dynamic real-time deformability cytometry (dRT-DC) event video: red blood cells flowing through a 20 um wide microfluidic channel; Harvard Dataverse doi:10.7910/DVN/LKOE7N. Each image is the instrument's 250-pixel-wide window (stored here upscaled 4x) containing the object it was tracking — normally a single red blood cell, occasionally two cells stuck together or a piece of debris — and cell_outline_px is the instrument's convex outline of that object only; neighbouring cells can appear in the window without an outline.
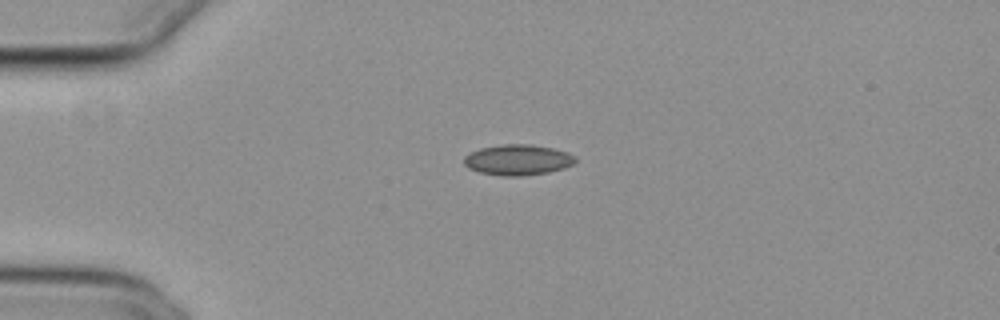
{"species": "common noctule bat (a hibernating species)", "species_latin": "Nyctalus noctula", "temperature_condition": "cold", "stored_images_in_passage": 37, "camera_frame_rate_fps": 3000, "um_per_image_px": 0.085, "animal": {"sex": "female", "body_mass_g": 29.2, "forearm_length_mm": 56.3}, "frame": {"image": 1, "passage_image": 1, "time_ms": 0.0, "image_size_px": [1000, 320], "cell_outline_px": [[576, 160], [572, 164], [564, 168], [548, 172], [520, 176], [500, 176], [480, 172], [468, 168], [464, 164], [464, 156], [468, 152], [480, 148], [504, 144], [532, 144], [552, 148], [568, 152], [576, 156]], "centroid_in_image_um": [43.99, 13.58], "position_along_channel_um": 41.0, "area_um2": 20.0}}
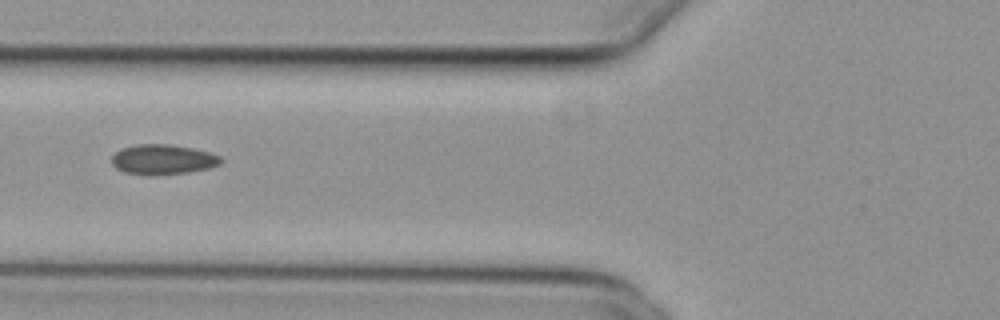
{"frame": {"image": 2, "passage_image": 9, "time_ms": 2.667, "image_size_px": [1000, 320], "cell_outline_px": [[224, 160], [220, 164], [212, 168], [188, 172], [152, 176], [148, 176], [124, 172], [116, 168], [112, 164], [112, 156], [120, 148], [136, 144], [172, 144], [212, 152], [220, 156]], "centroid_in_image_um": [13.87, 13.56], "position_along_channel_um": 111.9, "area_um2": 19.54}}
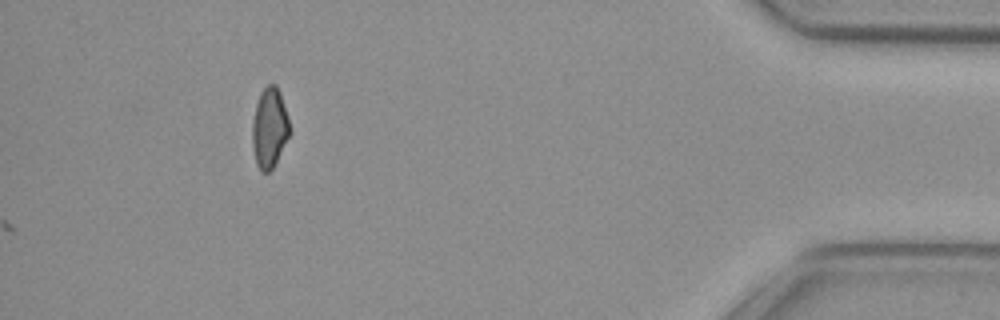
{"frame": {"image": 3, "passage_image": 37, "time_ms": 12.0, "image_size_px": [1000, 320], "cell_outline_px": [[292, 132], [272, 168], [268, 172], [260, 172], [256, 164], [252, 148], [252, 120], [256, 104], [260, 92], [268, 84], [276, 84], [280, 92], [288, 116]], "centroid_in_image_um": [22.91, 10.87], "position_along_channel_um": 412.3, "area_um2": 17.74}, "authors_computed_cell_mechanics": {"area_um2": 18.6694, "velocity_mm_per_s": 3.8468, "shape_relaxation_time_tau1_ms": null, "shape_relaxation_time_tau2_ms": 5.4032, "deformation_change_tau1": null, "deformation_change_tau2": 0.0842}}